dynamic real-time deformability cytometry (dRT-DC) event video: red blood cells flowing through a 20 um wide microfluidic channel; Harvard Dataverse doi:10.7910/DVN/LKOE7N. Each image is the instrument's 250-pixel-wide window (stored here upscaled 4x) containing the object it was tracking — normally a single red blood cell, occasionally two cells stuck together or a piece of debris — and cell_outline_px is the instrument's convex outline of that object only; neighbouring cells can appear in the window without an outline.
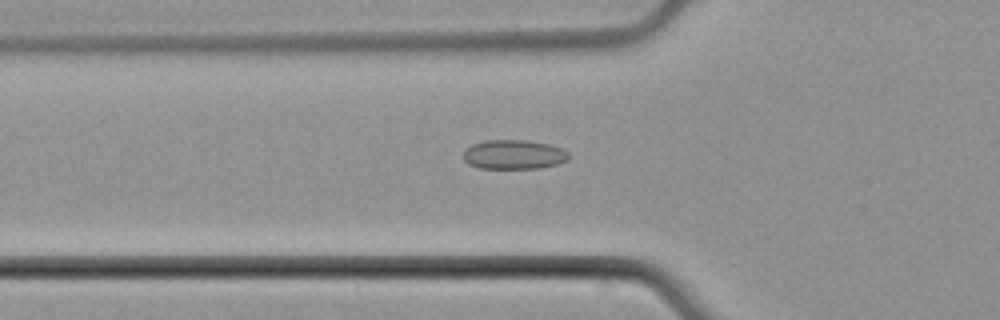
{"species": "common noctule bat (a hibernating species)", "species_latin": "Nyctalus noctula", "temperature_condition": "cold", "stored_images_in_passage": 54, "camera_frame_rate_fps": 3000, "um_per_image_px": 0.085, "animal": {"sex": "male", "body_mass_g": 21.5, "forearm_length_mm": 52.0}, "frame": {"image": 1, "passage_image": 19, "time_ms": 6.0, "image_size_px": [1000, 320], "cell_outline_px": [[568, 160], [556, 164], [540, 168], [480, 168], [468, 164], [464, 160], [464, 152], [472, 144], [484, 140], [528, 140], [548, 144], [560, 148], [568, 152]], "centroid_in_image_um": [43.66, 13.13], "position_along_channel_um": 82.1, "area_um2": 17.92}}
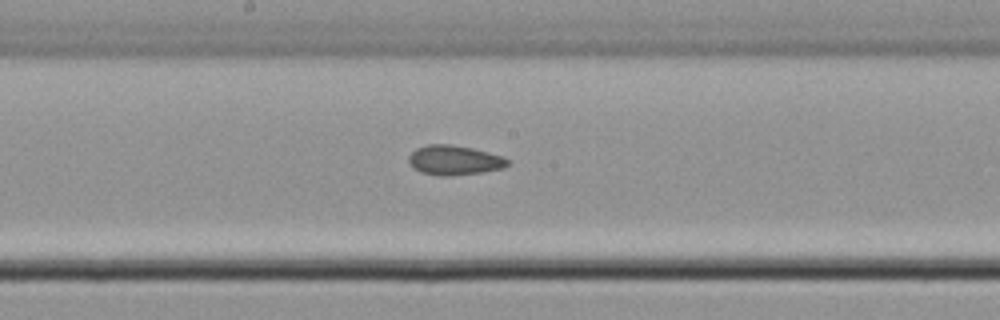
{"frame": {"image": 2, "passage_image": 29, "time_ms": 9.333, "image_size_px": [1000, 320], "cell_outline_px": [[508, 164], [504, 168], [480, 172], [448, 176], [440, 176], [420, 172], [412, 168], [408, 160], [408, 156], [416, 148], [428, 144], [452, 144], [472, 148], [488, 152], [500, 156], [508, 160]], "centroid_in_image_um": [38.56, 13.61], "position_along_channel_um": 209.6, "area_um2": 17.05}}
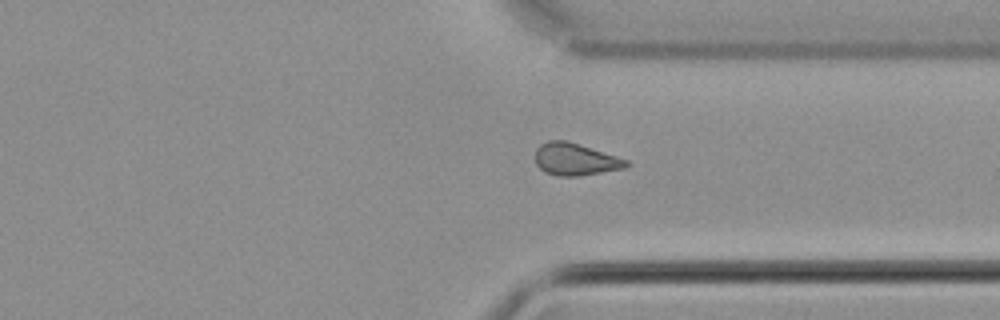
{"frame": {"image": 3, "passage_image": 41, "time_ms": 13.333, "image_size_px": [1000, 320], "cell_outline_px": [[628, 168], [576, 176], [556, 176], [544, 172], [536, 164], [536, 148], [540, 144], [548, 140], [568, 140], [628, 160]], "centroid_in_image_um": [48.89, 13.54], "position_along_channel_um": 362.5, "area_um2": 17.17}, "authors_computed_cell_mechanics": {"area_um2": 17.1377, "velocity_mm_per_s": 3.8113, "shape_relaxation_time_tau1_ms": null, "shape_relaxation_time_tau2_ms": 9.8115, "deformation_change_tau1": null, "deformation_change_tau2": 0.1332}}